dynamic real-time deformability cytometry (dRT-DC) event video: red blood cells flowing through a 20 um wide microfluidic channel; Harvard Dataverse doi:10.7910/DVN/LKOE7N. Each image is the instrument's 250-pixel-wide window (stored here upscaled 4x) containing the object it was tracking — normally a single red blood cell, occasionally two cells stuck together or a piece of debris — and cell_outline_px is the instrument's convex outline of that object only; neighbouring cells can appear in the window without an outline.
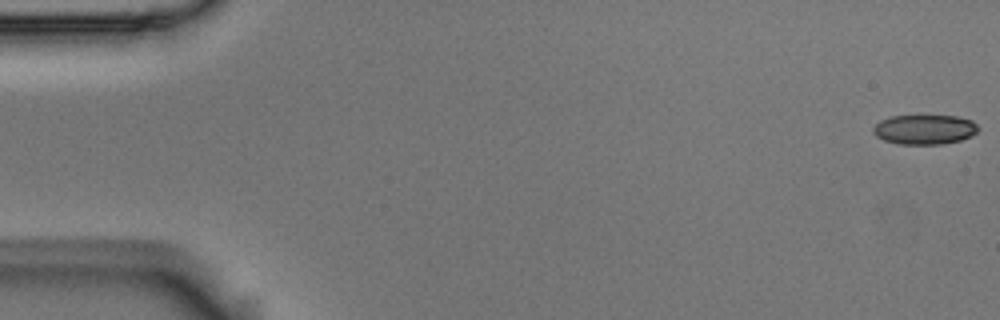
{"species": "Egyptian fruit bat (a non-hibernating species)", "species_latin": "Rousettus aegyptiacus", "temperature_condition": "room temperature", "stored_images_in_passage": 5, "segment_of_instrument_passage": [1, 2], "camera_frame_rate_fps": 3000, "um_per_image_px": 0.085, "animal": {"sex": "male"}, "frame": {"image": 1, "passage_image": 1, "time_ms": 0.0, "image_size_px": [1000, 320], "cell_outline_px": [[980, 128], [972, 136], [960, 140], [944, 144], [896, 144], [884, 140], [876, 136], [872, 132], [872, 128], [880, 120], [888, 116], [956, 116], [972, 120]], "centroid_in_image_um": [78.57, 11.01], "position_along_channel_um": 6.4, "area_um2": 18.32}}